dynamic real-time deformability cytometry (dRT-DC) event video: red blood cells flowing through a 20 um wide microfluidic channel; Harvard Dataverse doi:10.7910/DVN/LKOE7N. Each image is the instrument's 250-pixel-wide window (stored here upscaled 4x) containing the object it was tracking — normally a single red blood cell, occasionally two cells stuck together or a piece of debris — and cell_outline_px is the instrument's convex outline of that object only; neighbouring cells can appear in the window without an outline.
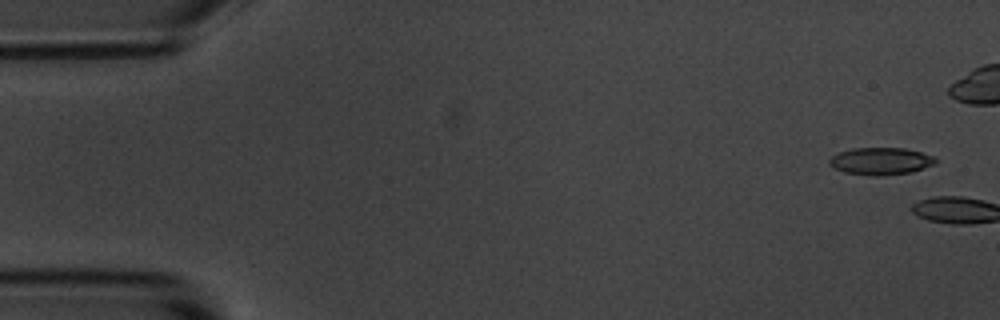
{"species": "common noctule bat (a hibernating species)", "species_latin": "Nyctalus noctula", "temperature_condition": "room temperature", "stored_images_in_passage": 2, "camera_frame_rate_fps": 3000, "um_per_image_px": 0.085, "animal": {"sex": "male", "body_mass_g": 20.1, "forearm_length_mm": 53.5}, "frame": {"image": 1, "passage_image": 1, "time_ms": 0.0, "image_size_px": [1000, 320], "cell_outline_px": [[936, 164], [912, 172], [880, 176], [872, 176], [844, 172], [828, 164], [828, 160], [832, 156], [840, 152], [852, 148], [904, 148], [920, 152], [932, 156], [936, 160]], "centroid_in_image_um": [74.86, 13.7], "position_along_channel_um": 10.1, "area_um2": 16.82}}